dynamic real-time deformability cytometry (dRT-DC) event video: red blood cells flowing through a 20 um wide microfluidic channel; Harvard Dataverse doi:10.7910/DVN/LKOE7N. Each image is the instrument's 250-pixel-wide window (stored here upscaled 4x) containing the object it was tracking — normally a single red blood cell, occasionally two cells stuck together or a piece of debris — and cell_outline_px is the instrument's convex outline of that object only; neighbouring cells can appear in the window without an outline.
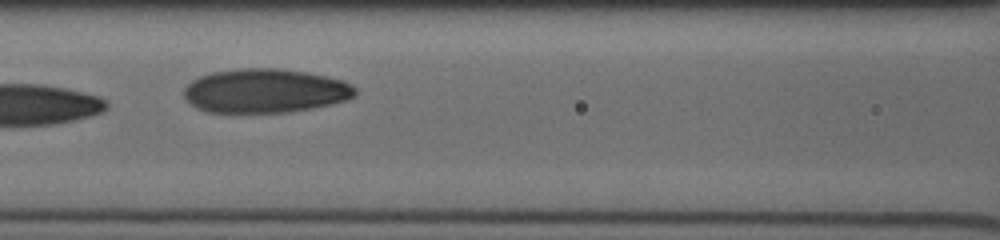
{"species": "human", "species_latin": "Homo sapiens", "temperature_condition": "cold", "stored_images_in_passage": 19, "camera_frame_rate_fps": 3000, "um_per_image_px": 0.085, "donor": {"sex": "male"}, "frame": {"image": 1, "passage_image": 9, "time_ms": 6.0, "image_size_px": [1000, 240], "cell_outline_px": [[356, 96], [344, 100], [312, 108], [288, 112], [208, 112], [196, 108], [184, 96], [184, 88], [192, 80], [200, 76], [212, 72], [240, 68], [280, 68], [304, 72], [344, 80], [352, 84], [356, 88]], "centroid_in_image_um": [22.53, 7.71], "position_along_channel_um": 144.1, "area_um2": 43.81}}
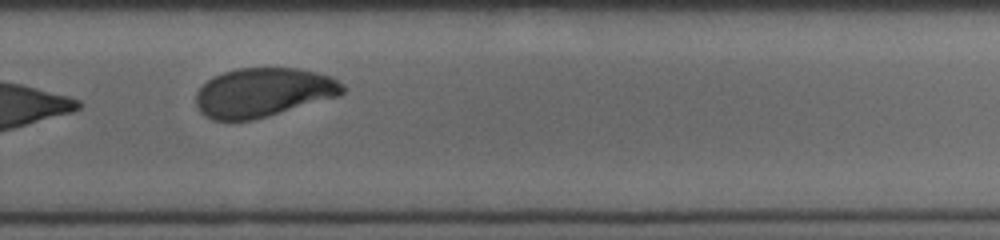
{"frame": {"image": 2, "passage_image": 14, "time_ms": 10.0, "image_size_px": [1000, 240], "cell_outline_px": [[344, 92], [340, 96], [252, 120], [212, 120], [200, 112], [196, 104], [196, 92], [208, 80], [224, 72], [236, 68], [296, 68], [316, 72], [332, 76], [344, 84]], "centroid_in_image_um": [22.4, 7.85], "position_along_channel_um": 307.4, "area_um2": 41.85}}
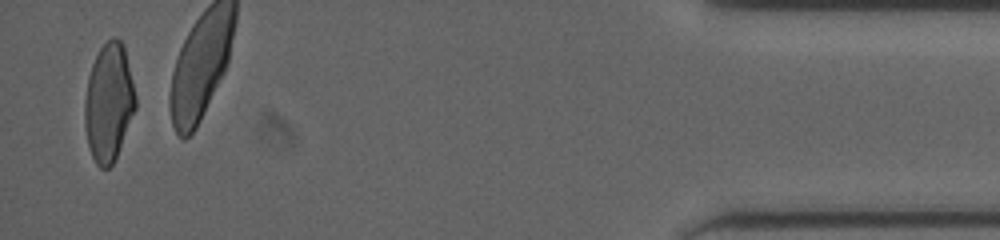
{"frame": {"image": 3, "passage_image": 19, "time_ms": 14.0, "image_size_px": [1000, 240], "cell_outline_px": [[136, 108], [116, 156], [112, 164], [108, 168], [100, 168], [96, 164], [92, 156], [88, 144], [84, 124], [84, 100], [88, 76], [92, 64], [100, 48], [112, 36], [116, 36], [124, 44], [136, 96]], "centroid_in_image_um": [9.24, 8.68], "position_along_channel_um": 426.0, "area_um2": 34.97}}